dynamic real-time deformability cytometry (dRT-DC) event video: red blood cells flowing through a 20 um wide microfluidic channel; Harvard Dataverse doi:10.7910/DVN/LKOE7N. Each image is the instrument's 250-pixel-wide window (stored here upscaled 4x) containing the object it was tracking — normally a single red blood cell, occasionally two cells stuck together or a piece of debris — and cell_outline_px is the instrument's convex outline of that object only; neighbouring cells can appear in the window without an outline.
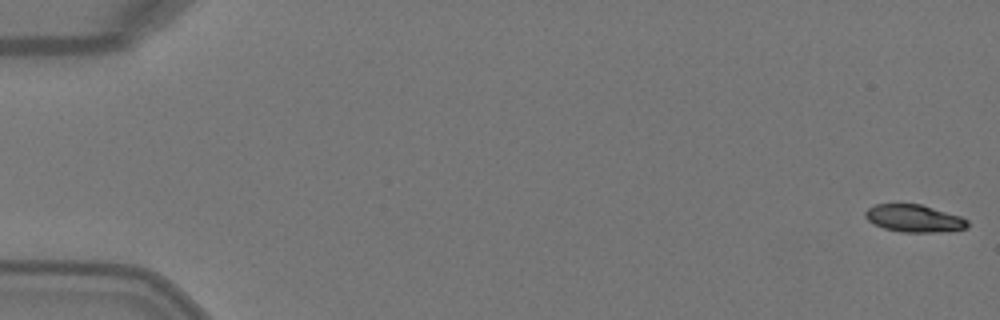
{"species": "Egyptian fruit bat (a non-hibernating species)", "species_latin": "Rousettus aegyptiacus", "temperature_condition": "warm", "stored_images_in_passage": 5, "camera_frame_rate_fps": 3000, "um_per_image_px": 0.085, "animal": {"sex": "female"}, "frame": {"image": 1, "passage_image": 1, "time_ms": 0.0, "image_size_px": [1000, 320], "cell_outline_px": [[968, 228], [932, 232], [900, 232], [884, 228], [868, 220], [864, 216], [864, 212], [868, 208], [876, 204], [920, 204], [960, 216], [968, 220]], "centroid_in_image_um": [77.68, 18.56], "position_along_channel_um": 7.3, "area_um2": 16.13}}
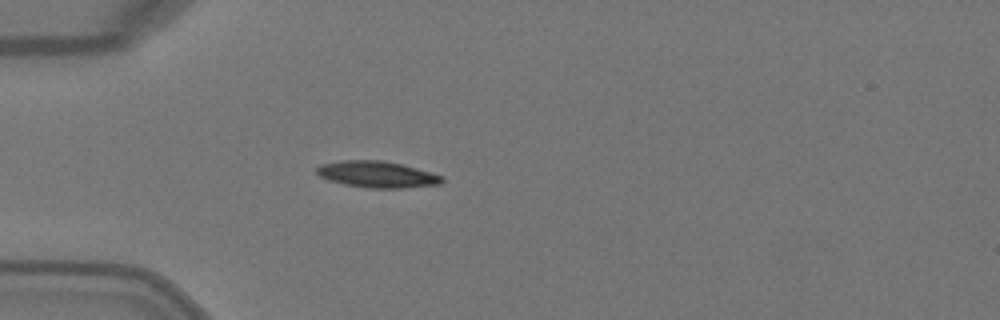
{"frame": {"image": 2, "passage_image": 5, "time_ms": 1.333, "image_size_px": [1000, 320], "cell_outline_px": [[444, 180], [440, 184], [404, 188], [368, 188], [344, 184], [328, 180], [320, 176], [316, 172], [316, 168], [320, 164], [340, 160], [380, 160], [400, 164], [444, 176]], "centroid_in_image_um": [32.02, 14.82], "position_along_channel_um": 53.0, "area_um2": 19.25}}